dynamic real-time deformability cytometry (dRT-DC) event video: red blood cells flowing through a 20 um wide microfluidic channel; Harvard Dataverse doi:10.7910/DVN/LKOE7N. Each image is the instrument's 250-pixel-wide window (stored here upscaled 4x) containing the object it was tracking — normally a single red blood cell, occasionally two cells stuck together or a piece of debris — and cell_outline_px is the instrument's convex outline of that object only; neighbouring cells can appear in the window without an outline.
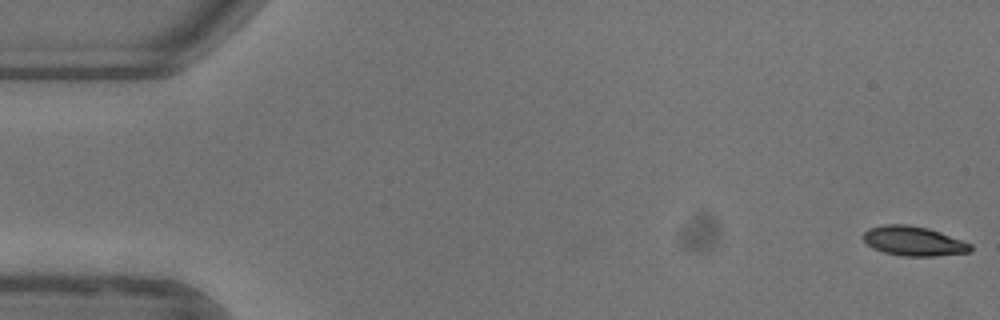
{"species": "common noctule bat (a hibernating species)", "species_latin": "Nyctalus noctula", "temperature_condition": "warm", "stored_images_in_passage": 53, "camera_frame_rate_fps": 3000, "um_per_image_px": 0.085, "animal": {"sex": "female"}, "frame": {"image": 1, "passage_image": 1, "time_ms": 0.0, "image_size_px": [1000, 320], "cell_outline_px": [[972, 252], [936, 256], [900, 256], [884, 252], [872, 248], [864, 240], [864, 232], [868, 228], [884, 224], [908, 224], [928, 228], [940, 232], [972, 244]], "centroid_in_image_um": [77.66, 20.49], "position_along_channel_um": 7.3, "area_um2": 18.55}}
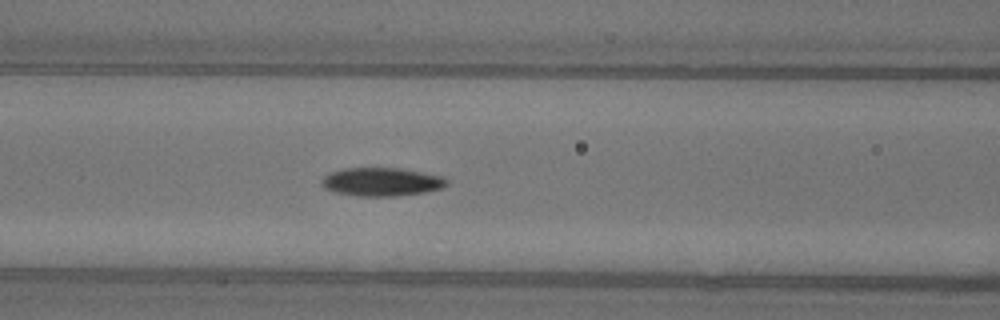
{"frame": {"image": 2, "passage_image": 22, "time_ms": 7.0, "image_size_px": [1000, 320], "cell_outline_px": [[448, 184], [440, 188], [424, 192], [396, 196], [356, 196], [336, 192], [324, 188], [324, 176], [332, 172], [344, 168], [400, 168], [444, 176], [448, 180]], "centroid_in_image_um": [32.48, 15.45], "position_along_channel_um": 134.1, "area_um2": 20.52}}
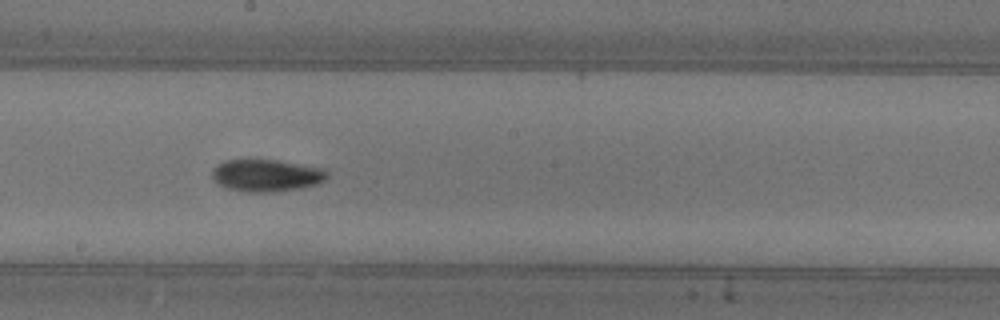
{"frame": {"image": 3, "passage_image": 29, "time_ms": 9.333, "image_size_px": [1000, 320], "cell_outline_px": [[328, 176], [324, 180], [316, 184], [300, 188], [268, 192], [248, 192], [228, 188], [216, 184], [212, 176], [212, 168], [216, 164], [224, 160], [276, 160], [324, 168], [328, 172]], "centroid_in_image_um": [22.61, 14.9], "position_along_channel_um": 225.6, "area_um2": 21.56}, "authors_computed_cell_mechanics": {"area_um2": 19.7098, "velocity_mm_per_s": 3.9205, "shape_relaxation_time_tau1_ms": 4.4705, "shape_relaxation_time_tau2_ms": null, "deformation_change_tau1": 0.1474, "deformation_change_tau2": null}}